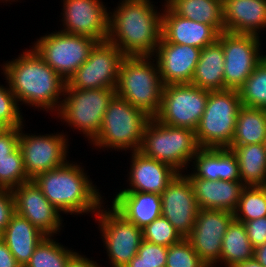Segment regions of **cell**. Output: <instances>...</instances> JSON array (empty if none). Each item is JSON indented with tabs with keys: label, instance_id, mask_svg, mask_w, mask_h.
Wrapping results in <instances>:
<instances>
[{
	"label": "cell",
	"instance_id": "cell-1",
	"mask_svg": "<svg viewBox=\"0 0 266 267\" xmlns=\"http://www.w3.org/2000/svg\"><path fill=\"white\" fill-rule=\"evenodd\" d=\"M150 0H122L109 12L107 40L125 56H152L162 38V14ZM111 14V15H110Z\"/></svg>",
	"mask_w": 266,
	"mask_h": 267
},
{
	"label": "cell",
	"instance_id": "cell-2",
	"mask_svg": "<svg viewBox=\"0 0 266 267\" xmlns=\"http://www.w3.org/2000/svg\"><path fill=\"white\" fill-rule=\"evenodd\" d=\"M4 64L6 81L17 102L59 111L62 103L59 96H64L66 81L33 48Z\"/></svg>",
	"mask_w": 266,
	"mask_h": 267
},
{
	"label": "cell",
	"instance_id": "cell-3",
	"mask_svg": "<svg viewBox=\"0 0 266 267\" xmlns=\"http://www.w3.org/2000/svg\"><path fill=\"white\" fill-rule=\"evenodd\" d=\"M80 166L67 161L61 167L39 173L32 180L60 213L94 212L96 215L103 200Z\"/></svg>",
	"mask_w": 266,
	"mask_h": 267
},
{
	"label": "cell",
	"instance_id": "cell-4",
	"mask_svg": "<svg viewBox=\"0 0 266 267\" xmlns=\"http://www.w3.org/2000/svg\"><path fill=\"white\" fill-rule=\"evenodd\" d=\"M152 56H125L119 67L116 95L125 99L150 118L161 107L163 83Z\"/></svg>",
	"mask_w": 266,
	"mask_h": 267
},
{
	"label": "cell",
	"instance_id": "cell-5",
	"mask_svg": "<svg viewBox=\"0 0 266 267\" xmlns=\"http://www.w3.org/2000/svg\"><path fill=\"white\" fill-rule=\"evenodd\" d=\"M150 117L125 99L115 95L104 113L101 130L91 144L117 151H140L144 127Z\"/></svg>",
	"mask_w": 266,
	"mask_h": 267
},
{
	"label": "cell",
	"instance_id": "cell-6",
	"mask_svg": "<svg viewBox=\"0 0 266 267\" xmlns=\"http://www.w3.org/2000/svg\"><path fill=\"white\" fill-rule=\"evenodd\" d=\"M242 107L238 90L209 91L206 108L195 130L200 148H230Z\"/></svg>",
	"mask_w": 266,
	"mask_h": 267
},
{
	"label": "cell",
	"instance_id": "cell-7",
	"mask_svg": "<svg viewBox=\"0 0 266 267\" xmlns=\"http://www.w3.org/2000/svg\"><path fill=\"white\" fill-rule=\"evenodd\" d=\"M199 149L192 129L161 124L155 118H150L144 127L140 151L146 157L171 165L179 173Z\"/></svg>",
	"mask_w": 266,
	"mask_h": 267
},
{
	"label": "cell",
	"instance_id": "cell-8",
	"mask_svg": "<svg viewBox=\"0 0 266 267\" xmlns=\"http://www.w3.org/2000/svg\"><path fill=\"white\" fill-rule=\"evenodd\" d=\"M116 89L65 88L57 116L85 134L90 143L101 130L102 120Z\"/></svg>",
	"mask_w": 266,
	"mask_h": 267
},
{
	"label": "cell",
	"instance_id": "cell-9",
	"mask_svg": "<svg viewBox=\"0 0 266 267\" xmlns=\"http://www.w3.org/2000/svg\"><path fill=\"white\" fill-rule=\"evenodd\" d=\"M96 40L56 31L40 37L33 49L66 82L88 59Z\"/></svg>",
	"mask_w": 266,
	"mask_h": 267
},
{
	"label": "cell",
	"instance_id": "cell-10",
	"mask_svg": "<svg viewBox=\"0 0 266 267\" xmlns=\"http://www.w3.org/2000/svg\"><path fill=\"white\" fill-rule=\"evenodd\" d=\"M208 94V90L190 83L164 85L155 119L161 124L195 131L206 108Z\"/></svg>",
	"mask_w": 266,
	"mask_h": 267
},
{
	"label": "cell",
	"instance_id": "cell-11",
	"mask_svg": "<svg viewBox=\"0 0 266 267\" xmlns=\"http://www.w3.org/2000/svg\"><path fill=\"white\" fill-rule=\"evenodd\" d=\"M125 55L108 40L97 42L88 59L73 73L65 88L116 89Z\"/></svg>",
	"mask_w": 266,
	"mask_h": 267
},
{
	"label": "cell",
	"instance_id": "cell-12",
	"mask_svg": "<svg viewBox=\"0 0 266 267\" xmlns=\"http://www.w3.org/2000/svg\"><path fill=\"white\" fill-rule=\"evenodd\" d=\"M260 36L221 32L218 41L224 52L225 89L238 90L266 55L260 52ZM261 53V54H260Z\"/></svg>",
	"mask_w": 266,
	"mask_h": 267
},
{
	"label": "cell",
	"instance_id": "cell-13",
	"mask_svg": "<svg viewBox=\"0 0 266 267\" xmlns=\"http://www.w3.org/2000/svg\"><path fill=\"white\" fill-rule=\"evenodd\" d=\"M102 207L101 205L95 216L111 267H125L137 254L143 240L142 229L125 219L113 207L111 210Z\"/></svg>",
	"mask_w": 266,
	"mask_h": 267
},
{
	"label": "cell",
	"instance_id": "cell-14",
	"mask_svg": "<svg viewBox=\"0 0 266 267\" xmlns=\"http://www.w3.org/2000/svg\"><path fill=\"white\" fill-rule=\"evenodd\" d=\"M20 127L18 147L25 173L30 179L42 172L63 166L67 159L68 138L63 134L30 135ZM67 148V149H66Z\"/></svg>",
	"mask_w": 266,
	"mask_h": 267
},
{
	"label": "cell",
	"instance_id": "cell-15",
	"mask_svg": "<svg viewBox=\"0 0 266 267\" xmlns=\"http://www.w3.org/2000/svg\"><path fill=\"white\" fill-rule=\"evenodd\" d=\"M233 219L234 214L230 211L198 210L193 229L186 239L208 267L219 263L222 239Z\"/></svg>",
	"mask_w": 266,
	"mask_h": 267
},
{
	"label": "cell",
	"instance_id": "cell-16",
	"mask_svg": "<svg viewBox=\"0 0 266 267\" xmlns=\"http://www.w3.org/2000/svg\"><path fill=\"white\" fill-rule=\"evenodd\" d=\"M194 189L188 177L178 173L161 194V216L186 238L198 213Z\"/></svg>",
	"mask_w": 266,
	"mask_h": 267
},
{
	"label": "cell",
	"instance_id": "cell-17",
	"mask_svg": "<svg viewBox=\"0 0 266 267\" xmlns=\"http://www.w3.org/2000/svg\"><path fill=\"white\" fill-rule=\"evenodd\" d=\"M100 0H63L64 33L107 40L109 12Z\"/></svg>",
	"mask_w": 266,
	"mask_h": 267
},
{
	"label": "cell",
	"instance_id": "cell-18",
	"mask_svg": "<svg viewBox=\"0 0 266 267\" xmlns=\"http://www.w3.org/2000/svg\"><path fill=\"white\" fill-rule=\"evenodd\" d=\"M14 199L15 213L29 220L46 236L60 232L62 218L31 179L11 190Z\"/></svg>",
	"mask_w": 266,
	"mask_h": 267
},
{
	"label": "cell",
	"instance_id": "cell-19",
	"mask_svg": "<svg viewBox=\"0 0 266 267\" xmlns=\"http://www.w3.org/2000/svg\"><path fill=\"white\" fill-rule=\"evenodd\" d=\"M201 49L189 45L168 43L161 38L154 54L163 85L190 83Z\"/></svg>",
	"mask_w": 266,
	"mask_h": 267
},
{
	"label": "cell",
	"instance_id": "cell-20",
	"mask_svg": "<svg viewBox=\"0 0 266 267\" xmlns=\"http://www.w3.org/2000/svg\"><path fill=\"white\" fill-rule=\"evenodd\" d=\"M129 181L130 188L122 191L162 194L179 173L171 165L146 157L141 151L132 152Z\"/></svg>",
	"mask_w": 266,
	"mask_h": 267
},
{
	"label": "cell",
	"instance_id": "cell-21",
	"mask_svg": "<svg viewBox=\"0 0 266 267\" xmlns=\"http://www.w3.org/2000/svg\"><path fill=\"white\" fill-rule=\"evenodd\" d=\"M162 14V37L168 43L189 45L203 49L213 44L219 33L208 24L175 14L166 4Z\"/></svg>",
	"mask_w": 266,
	"mask_h": 267
},
{
	"label": "cell",
	"instance_id": "cell-22",
	"mask_svg": "<svg viewBox=\"0 0 266 267\" xmlns=\"http://www.w3.org/2000/svg\"><path fill=\"white\" fill-rule=\"evenodd\" d=\"M194 189L199 209H216L234 212L243 189L246 187L241 180H207L186 175Z\"/></svg>",
	"mask_w": 266,
	"mask_h": 267
},
{
	"label": "cell",
	"instance_id": "cell-23",
	"mask_svg": "<svg viewBox=\"0 0 266 267\" xmlns=\"http://www.w3.org/2000/svg\"><path fill=\"white\" fill-rule=\"evenodd\" d=\"M223 12L225 32L259 36L266 28V0H223Z\"/></svg>",
	"mask_w": 266,
	"mask_h": 267
},
{
	"label": "cell",
	"instance_id": "cell-24",
	"mask_svg": "<svg viewBox=\"0 0 266 267\" xmlns=\"http://www.w3.org/2000/svg\"><path fill=\"white\" fill-rule=\"evenodd\" d=\"M112 207L125 219L142 229L161 216V195L120 191L113 199Z\"/></svg>",
	"mask_w": 266,
	"mask_h": 267
},
{
	"label": "cell",
	"instance_id": "cell-25",
	"mask_svg": "<svg viewBox=\"0 0 266 267\" xmlns=\"http://www.w3.org/2000/svg\"><path fill=\"white\" fill-rule=\"evenodd\" d=\"M46 237L29 220L14 213L2 232V240L21 267H25L35 248Z\"/></svg>",
	"mask_w": 266,
	"mask_h": 267
},
{
	"label": "cell",
	"instance_id": "cell-26",
	"mask_svg": "<svg viewBox=\"0 0 266 267\" xmlns=\"http://www.w3.org/2000/svg\"><path fill=\"white\" fill-rule=\"evenodd\" d=\"M224 63L222 44L216 40L201 49L190 84L208 91L224 90Z\"/></svg>",
	"mask_w": 266,
	"mask_h": 267
},
{
	"label": "cell",
	"instance_id": "cell-27",
	"mask_svg": "<svg viewBox=\"0 0 266 267\" xmlns=\"http://www.w3.org/2000/svg\"><path fill=\"white\" fill-rule=\"evenodd\" d=\"M177 15L211 25L219 34L224 32L223 0H165Z\"/></svg>",
	"mask_w": 266,
	"mask_h": 267
},
{
	"label": "cell",
	"instance_id": "cell-28",
	"mask_svg": "<svg viewBox=\"0 0 266 267\" xmlns=\"http://www.w3.org/2000/svg\"><path fill=\"white\" fill-rule=\"evenodd\" d=\"M238 160L239 176L246 187L266 186V149L264 144L230 146Z\"/></svg>",
	"mask_w": 266,
	"mask_h": 267
},
{
	"label": "cell",
	"instance_id": "cell-29",
	"mask_svg": "<svg viewBox=\"0 0 266 267\" xmlns=\"http://www.w3.org/2000/svg\"><path fill=\"white\" fill-rule=\"evenodd\" d=\"M266 142V109L242 106L238 112L230 146L264 144Z\"/></svg>",
	"mask_w": 266,
	"mask_h": 267
},
{
	"label": "cell",
	"instance_id": "cell-30",
	"mask_svg": "<svg viewBox=\"0 0 266 267\" xmlns=\"http://www.w3.org/2000/svg\"><path fill=\"white\" fill-rule=\"evenodd\" d=\"M254 258L252 246L243 222L233 219L222 239V249L219 262L226 267Z\"/></svg>",
	"mask_w": 266,
	"mask_h": 267
},
{
	"label": "cell",
	"instance_id": "cell-31",
	"mask_svg": "<svg viewBox=\"0 0 266 267\" xmlns=\"http://www.w3.org/2000/svg\"><path fill=\"white\" fill-rule=\"evenodd\" d=\"M75 253L46 236L35 248L25 267H66L69 258Z\"/></svg>",
	"mask_w": 266,
	"mask_h": 267
},
{
	"label": "cell",
	"instance_id": "cell-32",
	"mask_svg": "<svg viewBox=\"0 0 266 267\" xmlns=\"http://www.w3.org/2000/svg\"><path fill=\"white\" fill-rule=\"evenodd\" d=\"M242 106L266 109V56L238 89Z\"/></svg>",
	"mask_w": 266,
	"mask_h": 267
},
{
	"label": "cell",
	"instance_id": "cell-33",
	"mask_svg": "<svg viewBox=\"0 0 266 267\" xmlns=\"http://www.w3.org/2000/svg\"><path fill=\"white\" fill-rule=\"evenodd\" d=\"M233 214L235 220L243 223L265 217L266 186L245 187Z\"/></svg>",
	"mask_w": 266,
	"mask_h": 267
},
{
	"label": "cell",
	"instance_id": "cell-34",
	"mask_svg": "<svg viewBox=\"0 0 266 267\" xmlns=\"http://www.w3.org/2000/svg\"><path fill=\"white\" fill-rule=\"evenodd\" d=\"M24 169L23 157L17 147L7 158L0 159V188L12 190L30 181Z\"/></svg>",
	"mask_w": 266,
	"mask_h": 267
},
{
	"label": "cell",
	"instance_id": "cell-35",
	"mask_svg": "<svg viewBox=\"0 0 266 267\" xmlns=\"http://www.w3.org/2000/svg\"><path fill=\"white\" fill-rule=\"evenodd\" d=\"M143 240L169 247L180 242L183 237L163 216L142 228Z\"/></svg>",
	"mask_w": 266,
	"mask_h": 267
},
{
	"label": "cell",
	"instance_id": "cell-36",
	"mask_svg": "<svg viewBox=\"0 0 266 267\" xmlns=\"http://www.w3.org/2000/svg\"><path fill=\"white\" fill-rule=\"evenodd\" d=\"M193 175L197 178L217 181L220 174V149L200 148L193 157Z\"/></svg>",
	"mask_w": 266,
	"mask_h": 267
},
{
	"label": "cell",
	"instance_id": "cell-37",
	"mask_svg": "<svg viewBox=\"0 0 266 267\" xmlns=\"http://www.w3.org/2000/svg\"><path fill=\"white\" fill-rule=\"evenodd\" d=\"M168 247L142 240L137 254L125 267H165Z\"/></svg>",
	"mask_w": 266,
	"mask_h": 267
},
{
	"label": "cell",
	"instance_id": "cell-38",
	"mask_svg": "<svg viewBox=\"0 0 266 267\" xmlns=\"http://www.w3.org/2000/svg\"><path fill=\"white\" fill-rule=\"evenodd\" d=\"M165 267H208L195 252L190 242L183 238L168 247Z\"/></svg>",
	"mask_w": 266,
	"mask_h": 267
},
{
	"label": "cell",
	"instance_id": "cell-39",
	"mask_svg": "<svg viewBox=\"0 0 266 267\" xmlns=\"http://www.w3.org/2000/svg\"><path fill=\"white\" fill-rule=\"evenodd\" d=\"M18 102L10 86L5 88L0 85V119L9 127H21L23 117Z\"/></svg>",
	"mask_w": 266,
	"mask_h": 267
},
{
	"label": "cell",
	"instance_id": "cell-40",
	"mask_svg": "<svg viewBox=\"0 0 266 267\" xmlns=\"http://www.w3.org/2000/svg\"><path fill=\"white\" fill-rule=\"evenodd\" d=\"M219 180H241L236 155L231 149L220 148V174Z\"/></svg>",
	"mask_w": 266,
	"mask_h": 267
},
{
	"label": "cell",
	"instance_id": "cell-41",
	"mask_svg": "<svg viewBox=\"0 0 266 267\" xmlns=\"http://www.w3.org/2000/svg\"><path fill=\"white\" fill-rule=\"evenodd\" d=\"M243 224L254 249L266 243V216L246 221Z\"/></svg>",
	"mask_w": 266,
	"mask_h": 267
},
{
	"label": "cell",
	"instance_id": "cell-42",
	"mask_svg": "<svg viewBox=\"0 0 266 267\" xmlns=\"http://www.w3.org/2000/svg\"><path fill=\"white\" fill-rule=\"evenodd\" d=\"M15 213L14 199L11 190L0 188V231L6 228L11 216Z\"/></svg>",
	"mask_w": 266,
	"mask_h": 267
},
{
	"label": "cell",
	"instance_id": "cell-43",
	"mask_svg": "<svg viewBox=\"0 0 266 267\" xmlns=\"http://www.w3.org/2000/svg\"><path fill=\"white\" fill-rule=\"evenodd\" d=\"M20 127H10L0 134V159L7 158L17 147Z\"/></svg>",
	"mask_w": 266,
	"mask_h": 267
},
{
	"label": "cell",
	"instance_id": "cell-44",
	"mask_svg": "<svg viewBox=\"0 0 266 267\" xmlns=\"http://www.w3.org/2000/svg\"><path fill=\"white\" fill-rule=\"evenodd\" d=\"M0 267H21L3 240H0Z\"/></svg>",
	"mask_w": 266,
	"mask_h": 267
},
{
	"label": "cell",
	"instance_id": "cell-45",
	"mask_svg": "<svg viewBox=\"0 0 266 267\" xmlns=\"http://www.w3.org/2000/svg\"><path fill=\"white\" fill-rule=\"evenodd\" d=\"M66 267H100L96 261H92L89 258L82 256L75 252L67 261Z\"/></svg>",
	"mask_w": 266,
	"mask_h": 267
},
{
	"label": "cell",
	"instance_id": "cell-46",
	"mask_svg": "<svg viewBox=\"0 0 266 267\" xmlns=\"http://www.w3.org/2000/svg\"><path fill=\"white\" fill-rule=\"evenodd\" d=\"M254 258L266 267V243L254 249Z\"/></svg>",
	"mask_w": 266,
	"mask_h": 267
},
{
	"label": "cell",
	"instance_id": "cell-47",
	"mask_svg": "<svg viewBox=\"0 0 266 267\" xmlns=\"http://www.w3.org/2000/svg\"><path fill=\"white\" fill-rule=\"evenodd\" d=\"M235 267H264L255 258L237 264Z\"/></svg>",
	"mask_w": 266,
	"mask_h": 267
},
{
	"label": "cell",
	"instance_id": "cell-48",
	"mask_svg": "<svg viewBox=\"0 0 266 267\" xmlns=\"http://www.w3.org/2000/svg\"><path fill=\"white\" fill-rule=\"evenodd\" d=\"M10 127L0 119V134L8 130Z\"/></svg>",
	"mask_w": 266,
	"mask_h": 267
},
{
	"label": "cell",
	"instance_id": "cell-49",
	"mask_svg": "<svg viewBox=\"0 0 266 267\" xmlns=\"http://www.w3.org/2000/svg\"><path fill=\"white\" fill-rule=\"evenodd\" d=\"M0 240H2V232L0 231Z\"/></svg>",
	"mask_w": 266,
	"mask_h": 267
}]
</instances>
